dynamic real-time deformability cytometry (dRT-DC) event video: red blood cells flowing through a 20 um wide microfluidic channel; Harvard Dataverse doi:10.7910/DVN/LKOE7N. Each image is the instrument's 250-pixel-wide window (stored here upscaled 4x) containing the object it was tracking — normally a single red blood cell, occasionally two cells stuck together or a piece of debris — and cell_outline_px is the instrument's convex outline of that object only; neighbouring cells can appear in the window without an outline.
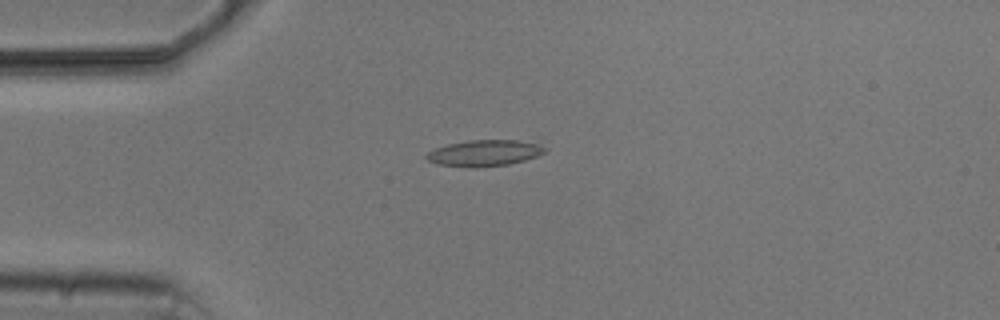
{"species": "common noctule bat (a hibernating species)", "species_latin": "Nyctalus noctula", "temperature_condition": "cold", "stored_images_in_passage": 6, "camera_frame_rate_fps": 3000, "um_per_image_px": 0.085, "animal": {"sex": "male", "body_mass_g": 20.5, "forearm_length_mm": 52.5}, "frame": {"image": 1, "passage_image": 4, "time_ms": 3.667, "image_size_px": [1000, 320], "cell_outline_px": [[544, 152], [536, 156], [524, 160], [508, 164], [476, 168], [472, 168], [436, 164], [428, 160], [424, 156], [428, 152], [436, 148], [448, 144], [468, 140], [516, 140], [536, 144], [544, 148]], "centroid_in_image_um": [41.1, 13.02], "position_along_channel_um": 43.9, "area_um2": 17.86}}
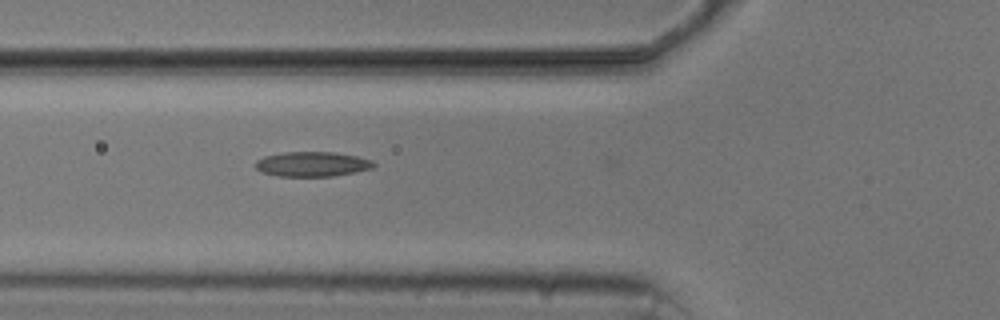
{"frame": {"image": 2, "passage_image": 6, "time_ms": 5.667, "image_size_px": [1000, 320], "cell_outline_px": [[376, 164], [372, 168], [356, 172], [332, 176], [276, 176], [260, 172], [252, 164], [256, 160], [264, 156], [284, 152], [336, 152], [356, 156], [372, 160]], "centroid_in_image_um": [26.49, 13.95], "position_along_channel_um": 99.3, "area_um2": 17.28}}